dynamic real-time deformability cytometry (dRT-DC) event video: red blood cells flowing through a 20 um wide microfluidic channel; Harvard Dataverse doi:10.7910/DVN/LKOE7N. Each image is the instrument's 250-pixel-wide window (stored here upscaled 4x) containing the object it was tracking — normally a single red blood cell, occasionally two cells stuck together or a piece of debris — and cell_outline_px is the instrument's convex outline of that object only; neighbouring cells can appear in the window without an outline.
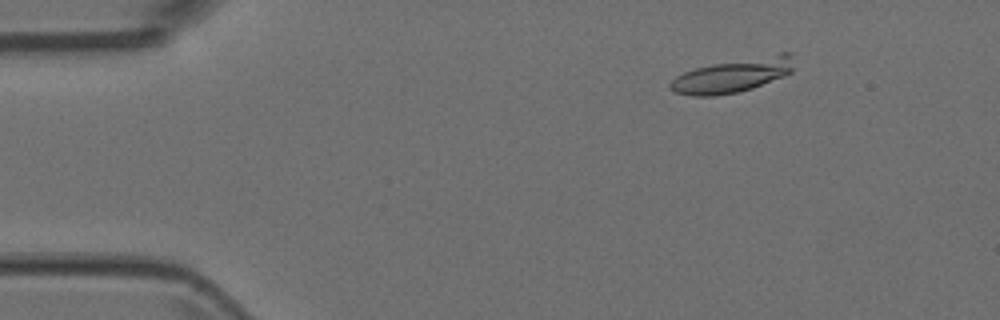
{"species": "Egyptian fruit bat (a non-hibernating species)", "species_latin": "Rousettus aegyptiacus", "temperature_condition": "room temperature", "stored_images_in_passage": 4, "camera_frame_rate_fps": 3000, "um_per_image_px": 0.085, "animal": {"sex": "female"}, "frame": {"image": 1, "passage_image": 1, "time_ms": 0.0, "image_size_px": [1000, 320], "cell_outline_px": [[792, 72], [784, 76], [752, 88], [736, 92], [712, 96], [692, 96], [672, 92], [668, 88], [668, 84], [676, 76], [684, 72], [696, 68], [712, 64], [780, 52], [792, 52]], "centroid_in_image_um": [62.26, 6.41], "position_along_channel_um": 22.7, "area_um2": 24.39}}